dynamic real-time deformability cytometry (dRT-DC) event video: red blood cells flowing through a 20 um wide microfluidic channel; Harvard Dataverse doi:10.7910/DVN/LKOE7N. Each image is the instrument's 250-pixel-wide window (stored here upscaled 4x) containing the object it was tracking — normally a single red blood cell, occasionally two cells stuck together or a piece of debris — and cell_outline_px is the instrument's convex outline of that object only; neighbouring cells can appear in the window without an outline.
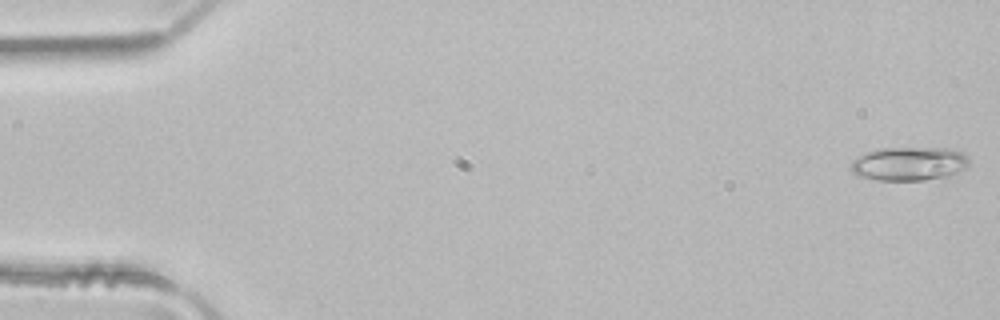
{"species": "common noctule bat (a hibernating species)", "species_latin": "Nyctalus noctula", "temperature_condition": "room temperature", "stored_images_in_passage": 5, "camera_frame_rate_fps": 3000, "um_per_image_px": 0.085, "animal": {"sex": "male", "body_mass_g": 21.5, "forearm_length_mm": 52.0}, "frame": {"image": 1, "passage_image": 1, "time_ms": 0.0, "image_size_px": [1000, 320], "cell_outline_px": [[968, 168], [948, 176], [924, 180], [876, 180], [856, 176], [848, 168], [852, 160], [856, 156], [880, 148], [952, 148], [968, 156]], "centroid_in_image_um": [77.24, 13.92], "position_along_channel_um": 7.8, "area_um2": 23.58}}